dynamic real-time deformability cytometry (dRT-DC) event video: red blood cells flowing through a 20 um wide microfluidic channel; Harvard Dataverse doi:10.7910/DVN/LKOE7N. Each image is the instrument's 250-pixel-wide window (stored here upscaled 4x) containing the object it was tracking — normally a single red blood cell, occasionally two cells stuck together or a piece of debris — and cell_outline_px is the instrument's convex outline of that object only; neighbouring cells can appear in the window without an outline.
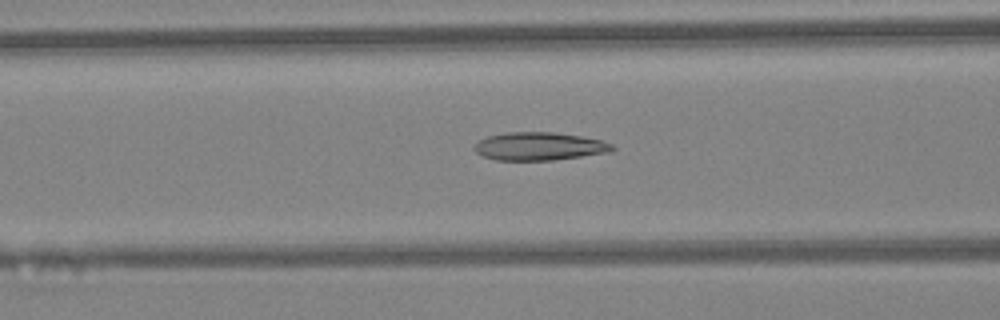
{"species": "Egyptian fruit bat (a non-hibernating species)", "species_latin": "Rousettus aegyptiacus", "temperature_condition": "warm", "stored_images_in_passage": 35, "camera_frame_rate_fps": 3000, "um_per_image_px": 0.085, "animal": {"sex": "female"}, "frame": {"image": 1, "passage_image": 9, "time_ms": 2.667, "image_size_px": [1000, 320], "cell_outline_px": [[616, 148], [612, 152], [552, 160], [496, 160], [484, 156], [476, 152], [472, 148], [480, 140], [488, 136], [504, 132], [552, 132], [580, 136], [600, 140], [612, 144]], "centroid_in_image_um": [45.84, 12.43], "position_along_channel_um": 120.8, "area_um2": 22.48}}
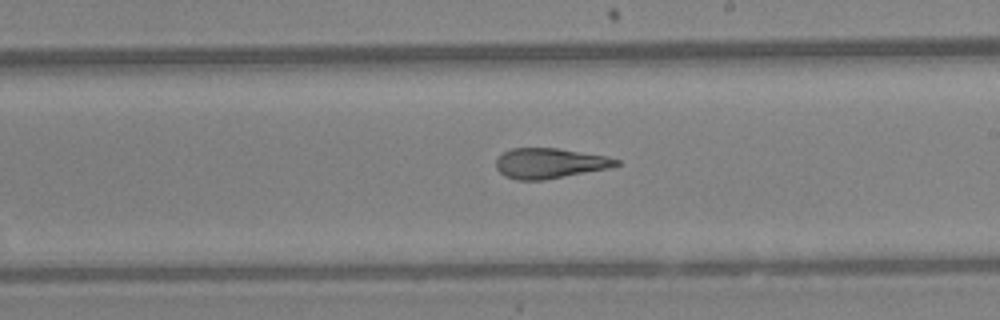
{"frame": {"image": 2, "passage_image": 17, "time_ms": 5.333, "image_size_px": [1000, 320], "cell_outline_px": [[620, 164], [608, 168], [544, 180], [516, 180], [504, 176], [496, 168], [496, 160], [504, 152], [512, 148], [556, 148], [608, 156], [620, 160]], "centroid_in_image_um": [46.72, 13.88], "position_along_channel_um": 242.3, "area_um2": 21.1}}
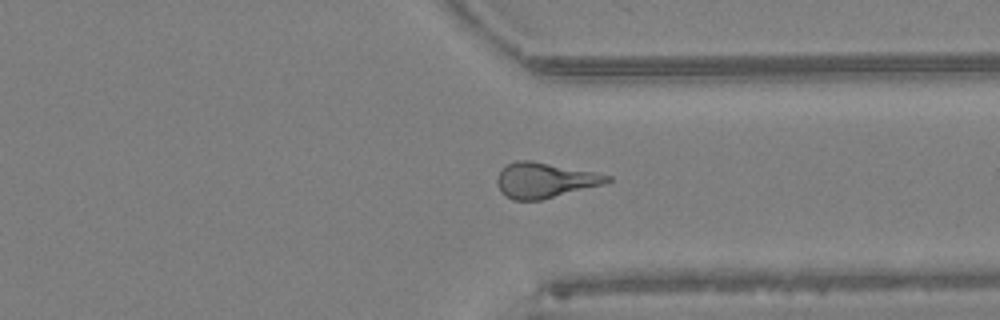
{"frame": {"image": 3, "passage_image": 25, "time_ms": 8.0, "image_size_px": [1000, 320], "cell_outline_px": [[612, 180], [604, 184], [540, 200], [512, 200], [500, 192], [496, 184], [496, 176], [500, 168], [504, 164], [516, 160], [532, 160], [596, 172], [612, 176]], "centroid_in_image_um": [46.25, 15.3], "position_along_channel_um": 365.2, "area_um2": 23.0}, "authors_computed_cell_mechanics": {"area_um2": 21.9062, "velocity_mm_per_s": 4.5966, "shape_relaxation_time_tau1_ms": null, "shape_relaxation_time_tau2_ms": 2.5995, "deformation_change_tau1": null, "deformation_change_tau2": 0.1277}}